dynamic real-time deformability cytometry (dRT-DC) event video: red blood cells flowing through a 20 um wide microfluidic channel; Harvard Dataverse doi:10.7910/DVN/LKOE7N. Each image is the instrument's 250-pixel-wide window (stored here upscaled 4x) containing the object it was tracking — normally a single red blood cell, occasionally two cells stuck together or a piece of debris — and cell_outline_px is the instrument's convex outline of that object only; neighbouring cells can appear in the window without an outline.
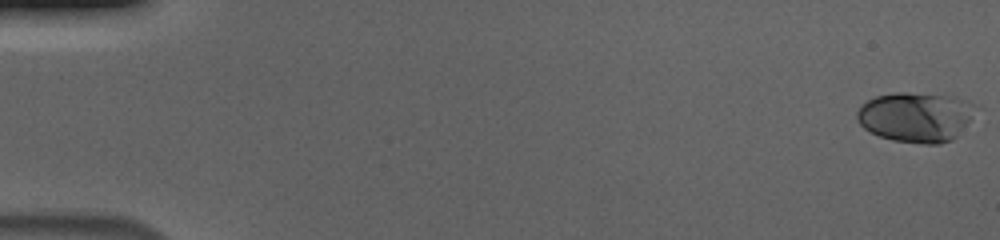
{"species": "human", "species_latin": "Homo sapiens", "temperature_condition": "cold", "stored_images_in_passage": 57, "camera_frame_rate_fps": 3000, "um_per_image_px": 0.085, "donor": {"sex": "male"}, "frame": {"image": 1, "passage_image": 1, "time_ms": 0.0, "image_size_px": [1000, 240], "cell_outline_px": [[980, 108], [956, 136], [952, 140], [940, 144], [924, 144], [892, 140], [880, 136], [864, 128], [860, 124], [856, 116], [856, 112], [860, 104], [876, 96], [896, 92], [904, 92], [956, 96], [980, 104]], "centroid_in_image_um": [77.9, 9.92], "position_along_channel_um": 7.1, "area_um2": 35.03}}
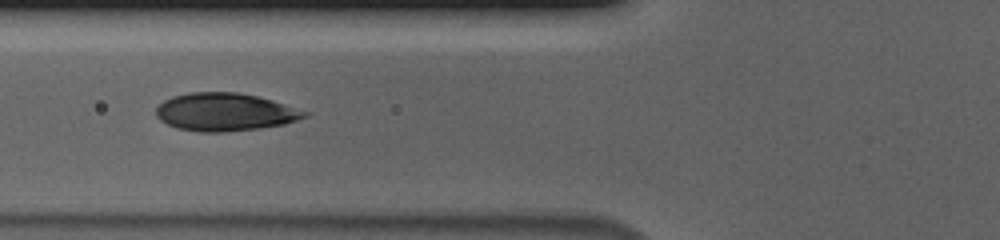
{"frame": {"image": 2, "passage_image": 23, "time_ms": 7.333, "image_size_px": [1000, 240], "cell_outline_px": [[308, 116], [284, 124], [260, 128], [224, 132], [200, 132], [176, 128], [160, 120], [156, 116], [156, 108], [164, 100], [172, 96], [188, 92], [236, 92], [256, 96], [272, 100], [308, 112]], "centroid_in_image_um": [19.09, 9.52], "position_along_channel_um": 106.7, "area_um2": 32.71}}
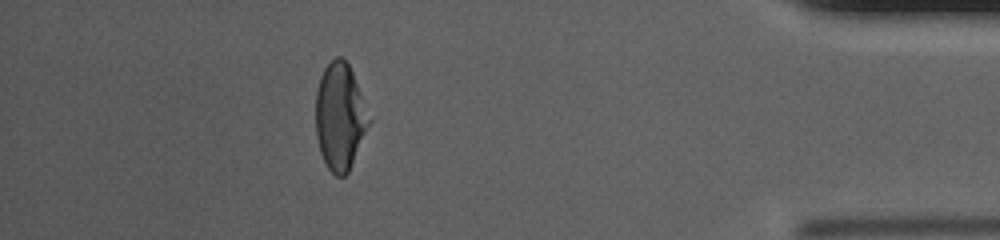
{"frame": {"image": 3, "passage_image": 51, "time_ms": 16.667, "image_size_px": [1000, 240], "cell_outline_px": [[372, 120], [348, 172], [344, 176], [336, 176], [328, 168], [320, 152], [316, 136], [316, 92], [320, 76], [324, 68], [336, 56], [340, 56], [348, 64], [352, 72]], "centroid_in_image_um": [28.9, 9.91], "position_along_channel_um": 406.3, "area_um2": 33.06}, "authors_computed_cell_mechanics": {"area_um2": 33.0616, "velocity_mm_per_s": 3.6904, "shape_relaxation_time_tau1_ms": 7.8837, "shape_relaxation_time_tau2_ms": null, "deformation_change_tau1": 0.214, "deformation_change_tau2": null}}